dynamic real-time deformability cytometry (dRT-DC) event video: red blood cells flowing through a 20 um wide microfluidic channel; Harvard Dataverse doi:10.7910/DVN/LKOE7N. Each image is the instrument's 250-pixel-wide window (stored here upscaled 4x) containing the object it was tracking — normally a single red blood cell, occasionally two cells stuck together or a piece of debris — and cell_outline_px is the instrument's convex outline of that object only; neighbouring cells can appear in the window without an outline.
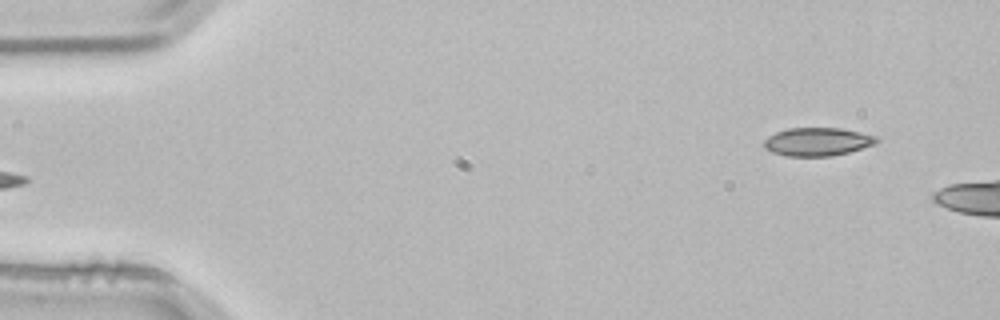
{"species": "common noctule bat (a hibernating species)", "species_latin": "Nyctalus noctula", "temperature_condition": "room temperature", "stored_images_in_passage": 4, "segment_of_instrument_passage": [2, 2], "camera_frame_rate_fps": 3000, "um_per_image_px": 0.085, "animal": {"sex": "male", "body_mass_g": 21.5, "forearm_length_mm": 52.0}, "frame": {"image": 1, "passage_image": 4, "time_ms": 1.0, "image_size_px": [1000, 320], "cell_outline_px": [[880, 140], [876, 144], [848, 152], [832, 156], [784, 156], [772, 152], [764, 148], [764, 140], [768, 136], [776, 132], [788, 128], [840, 128], [876, 136]], "centroid_in_image_um": [69.47, 12.05], "position_along_channel_um": 15.5, "area_um2": 18.55}}